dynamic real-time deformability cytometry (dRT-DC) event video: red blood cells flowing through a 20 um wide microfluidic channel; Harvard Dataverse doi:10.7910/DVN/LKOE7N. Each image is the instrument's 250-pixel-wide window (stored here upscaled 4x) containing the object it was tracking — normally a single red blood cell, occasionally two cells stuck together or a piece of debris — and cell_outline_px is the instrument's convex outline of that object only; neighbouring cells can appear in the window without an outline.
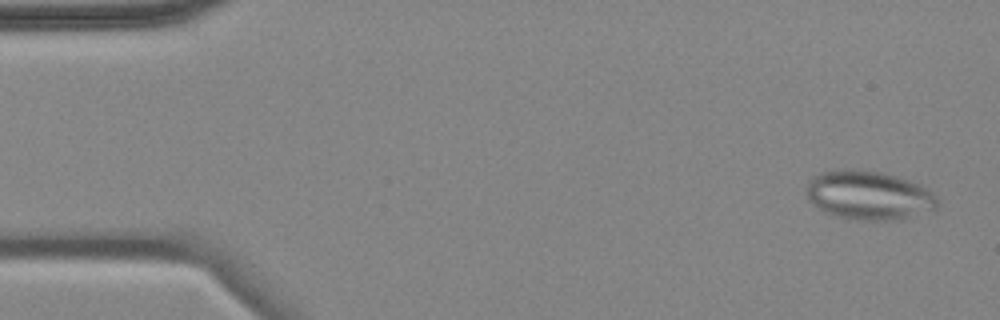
{"species": "common noctule bat (a hibernating species)", "species_latin": "Nyctalus noctula", "temperature_condition": "cold", "stored_images_in_passage": 8, "camera_frame_rate_fps": 3000, "um_per_image_px": 0.085, "animal": {"sex": "female", "body_mass_g": 18.4}, "frame": {"image": 1, "passage_image": 1, "time_ms": 0.0, "image_size_px": [1000, 320], "cell_outline_px": [[940, 200], [936, 208], [900, 220], [864, 220], [836, 216], [824, 212], [812, 204], [808, 200], [808, 180], [812, 176], [824, 172], [840, 168], [856, 168], [880, 172], [896, 176], [908, 180], [932, 192]], "centroid_in_image_um": [73.82, 16.59], "position_along_channel_um": 11.2, "area_um2": 37.4}}